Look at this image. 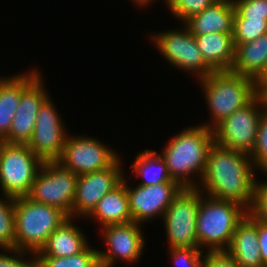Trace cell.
I'll return each mask as SVG.
<instances>
[{"instance_id":"cell-34","label":"cell","mask_w":267,"mask_h":267,"mask_svg":"<svg viewBox=\"0 0 267 267\" xmlns=\"http://www.w3.org/2000/svg\"><path fill=\"white\" fill-rule=\"evenodd\" d=\"M204 254L203 267H240L227 251H208Z\"/></svg>"},{"instance_id":"cell-5","label":"cell","mask_w":267,"mask_h":267,"mask_svg":"<svg viewBox=\"0 0 267 267\" xmlns=\"http://www.w3.org/2000/svg\"><path fill=\"white\" fill-rule=\"evenodd\" d=\"M15 249L39 252L50 235L69 216L61 209L35 202L28 196L15 198Z\"/></svg>"},{"instance_id":"cell-2","label":"cell","mask_w":267,"mask_h":267,"mask_svg":"<svg viewBox=\"0 0 267 267\" xmlns=\"http://www.w3.org/2000/svg\"><path fill=\"white\" fill-rule=\"evenodd\" d=\"M206 125L184 129L171 138L163 153L159 154L171 179L182 188H197L198 184L191 175L196 173L201 180L205 171L207 154L214 143L213 130Z\"/></svg>"},{"instance_id":"cell-11","label":"cell","mask_w":267,"mask_h":267,"mask_svg":"<svg viewBox=\"0 0 267 267\" xmlns=\"http://www.w3.org/2000/svg\"><path fill=\"white\" fill-rule=\"evenodd\" d=\"M119 154L96 138L67 135L63 153L57 160L76 175L90 173L111 166Z\"/></svg>"},{"instance_id":"cell-23","label":"cell","mask_w":267,"mask_h":267,"mask_svg":"<svg viewBox=\"0 0 267 267\" xmlns=\"http://www.w3.org/2000/svg\"><path fill=\"white\" fill-rule=\"evenodd\" d=\"M125 179L124 177L117 187L104 195L89 214V218L92 217L99 222L98 224L101 223V228L107 225L132 222Z\"/></svg>"},{"instance_id":"cell-20","label":"cell","mask_w":267,"mask_h":267,"mask_svg":"<svg viewBox=\"0 0 267 267\" xmlns=\"http://www.w3.org/2000/svg\"><path fill=\"white\" fill-rule=\"evenodd\" d=\"M235 45V59L231 72L258 81L267 71V34Z\"/></svg>"},{"instance_id":"cell-14","label":"cell","mask_w":267,"mask_h":267,"mask_svg":"<svg viewBox=\"0 0 267 267\" xmlns=\"http://www.w3.org/2000/svg\"><path fill=\"white\" fill-rule=\"evenodd\" d=\"M136 222L104 226L102 234L107 251H99L101 267H112L115 260L137 262L145 246L142 229Z\"/></svg>"},{"instance_id":"cell-10","label":"cell","mask_w":267,"mask_h":267,"mask_svg":"<svg viewBox=\"0 0 267 267\" xmlns=\"http://www.w3.org/2000/svg\"><path fill=\"white\" fill-rule=\"evenodd\" d=\"M157 49L169 65L186 72H192L199 77H207L214 70L205 62L197 46L195 36L184 26L183 30H166L151 36Z\"/></svg>"},{"instance_id":"cell-17","label":"cell","mask_w":267,"mask_h":267,"mask_svg":"<svg viewBox=\"0 0 267 267\" xmlns=\"http://www.w3.org/2000/svg\"><path fill=\"white\" fill-rule=\"evenodd\" d=\"M226 251L240 267H266L260 253L256 218L246 214L238 223Z\"/></svg>"},{"instance_id":"cell-4","label":"cell","mask_w":267,"mask_h":267,"mask_svg":"<svg viewBox=\"0 0 267 267\" xmlns=\"http://www.w3.org/2000/svg\"><path fill=\"white\" fill-rule=\"evenodd\" d=\"M247 213L248 210L239 203L216 199L199 190L196 220L199 248L207 247V251H226L238 223Z\"/></svg>"},{"instance_id":"cell-25","label":"cell","mask_w":267,"mask_h":267,"mask_svg":"<svg viewBox=\"0 0 267 267\" xmlns=\"http://www.w3.org/2000/svg\"><path fill=\"white\" fill-rule=\"evenodd\" d=\"M36 257L39 267H101L98 250L89 245L82 252L69 257Z\"/></svg>"},{"instance_id":"cell-6","label":"cell","mask_w":267,"mask_h":267,"mask_svg":"<svg viewBox=\"0 0 267 267\" xmlns=\"http://www.w3.org/2000/svg\"><path fill=\"white\" fill-rule=\"evenodd\" d=\"M43 161L27 144L0 145V186L12 198L25 197L31 191Z\"/></svg>"},{"instance_id":"cell-36","label":"cell","mask_w":267,"mask_h":267,"mask_svg":"<svg viewBox=\"0 0 267 267\" xmlns=\"http://www.w3.org/2000/svg\"><path fill=\"white\" fill-rule=\"evenodd\" d=\"M257 87H258L259 93H261V94L267 89V71L257 81Z\"/></svg>"},{"instance_id":"cell-15","label":"cell","mask_w":267,"mask_h":267,"mask_svg":"<svg viewBox=\"0 0 267 267\" xmlns=\"http://www.w3.org/2000/svg\"><path fill=\"white\" fill-rule=\"evenodd\" d=\"M134 188V189H133ZM130 187L126 181V191L129 199V210L132 222L141 225L156 215L164 216L172 199L182 187L178 183H159L157 185Z\"/></svg>"},{"instance_id":"cell-1","label":"cell","mask_w":267,"mask_h":267,"mask_svg":"<svg viewBox=\"0 0 267 267\" xmlns=\"http://www.w3.org/2000/svg\"><path fill=\"white\" fill-rule=\"evenodd\" d=\"M255 171L249 154L214 142L207 154L203 176L197 180L201 182L197 188L207 196L230 200L249 210L254 197Z\"/></svg>"},{"instance_id":"cell-37","label":"cell","mask_w":267,"mask_h":267,"mask_svg":"<svg viewBox=\"0 0 267 267\" xmlns=\"http://www.w3.org/2000/svg\"><path fill=\"white\" fill-rule=\"evenodd\" d=\"M135 2V3H137V5H139V6H147V5H149V4H151L152 3V1H154V0H132V2Z\"/></svg>"},{"instance_id":"cell-9","label":"cell","mask_w":267,"mask_h":267,"mask_svg":"<svg viewBox=\"0 0 267 267\" xmlns=\"http://www.w3.org/2000/svg\"><path fill=\"white\" fill-rule=\"evenodd\" d=\"M199 207V189L182 188L172 199L163 218L168 248H199L196 220Z\"/></svg>"},{"instance_id":"cell-33","label":"cell","mask_w":267,"mask_h":267,"mask_svg":"<svg viewBox=\"0 0 267 267\" xmlns=\"http://www.w3.org/2000/svg\"><path fill=\"white\" fill-rule=\"evenodd\" d=\"M9 253H12L14 256L10 255ZM24 253L28 254V252L19 251L16 249H6V253H0V267H39L37 263V257L34 253H32L34 258H31L30 260L22 259V255H25Z\"/></svg>"},{"instance_id":"cell-28","label":"cell","mask_w":267,"mask_h":267,"mask_svg":"<svg viewBox=\"0 0 267 267\" xmlns=\"http://www.w3.org/2000/svg\"><path fill=\"white\" fill-rule=\"evenodd\" d=\"M256 169L267 174V107L265 108L258 125L255 147L250 154Z\"/></svg>"},{"instance_id":"cell-24","label":"cell","mask_w":267,"mask_h":267,"mask_svg":"<svg viewBox=\"0 0 267 267\" xmlns=\"http://www.w3.org/2000/svg\"><path fill=\"white\" fill-rule=\"evenodd\" d=\"M134 173L143 177L140 186L157 185L159 183H177L172 180L165 161L155 151L146 149L138 154L136 160L131 164Z\"/></svg>"},{"instance_id":"cell-35","label":"cell","mask_w":267,"mask_h":267,"mask_svg":"<svg viewBox=\"0 0 267 267\" xmlns=\"http://www.w3.org/2000/svg\"><path fill=\"white\" fill-rule=\"evenodd\" d=\"M258 240L263 264L267 267V223L257 219Z\"/></svg>"},{"instance_id":"cell-29","label":"cell","mask_w":267,"mask_h":267,"mask_svg":"<svg viewBox=\"0 0 267 267\" xmlns=\"http://www.w3.org/2000/svg\"><path fill=\"white\" fill-rule=\"evenodd\" d=\"M216 0H166V4L174 17L185 22L190 17L202 12Z\"/></svg>"},{"instance_id":"cell-31","label":"cell","mask_w":267,"mask_h":267,"mask_svg":"<svg viewBox=\"0 0 267 267\" xmlns=\"http://www.w3.org/2000/svg\"><path fill=\"white\" fill-rule=\"evenodd\" d=\"M169 253L177 267H203L205 255L200 248H171Z\"/></svg>"},{"instance_id":"cell-3","label":"cell","mask_w":267,"mask_h":267,"mask_svg":"<svg viewBox=\"0 0 267 267\" xmlns=\"http://www.w3.org/2000/svg\"><path fill=\"white\" fill-rule=\"evenodd\" d=\"M199 81L211 111L213 125H206L211 129L235 111L246 107L260 94L257 81L231 71H214Z\"/></svg>"},{"instance_id":"cell-18","label":"cell","mask_w":267,"mask_h":267,"mask_svg":"<svg viewBox=\"0 0 267 267\" xmlns=\"http://www.w3.org/2000/svg\"><path fill=\"white\" fill-rule=\"evenodd\" d=\"M235 6L233 0H216L202 12L184 22L194 36L211 32L233 34Z\"/></svg>"},{"instance_id":"cell-13","label":"cell","mask_w":267,"mask_h":267,"mask_svg":"<svg viewBox=\"0 0 267 267\" xmlns=\"http://www.w3.org/2000/svg\"><path fill=\"white\" fill-rule=\"evenodd\" d=\"M122 167L120 158H118L105 169L78 175L72 205L73 218L88 217L102 197L122 182L125 176Z\"/></svg>"},{"instance_id":"cell-22","label":"cell","mask_w":267,"mask_h":267,"mask_svg":"<svg viewBox=\"0 0 267 267\" xmlns=\"http://www.w3.org/2000/svg\"><path fill=\"white\" fill-rule=\"evenodd\" d=\"M69 217L50 235L36 256L69 257L82 252L87 246L86 237ZM73 220V221H72Z\"/></svg>"},{"instance_id":"cell-30","label":"cell","mask_w":267,"mask_h":267,"mask_svg":"<svg viewBox=\"0 0 267 267\" xmlns=\"http://www.w3.org/2000/svg\"><path fill=\"white\" fill-rule=\"evenodd\" d=\"M234 19L267 20V0H233Z\"/></svg>"},{"instance_id":"cell-21","label":"cell","mask_w":267,"mask_h":267,"mask_svg":"<svg viewBox=\"0 0 267 267\" xmlns=\"http://www.w3.org/2000/svg\"><path fill=\"white\" fill-rule=\"evenodd\" d=\"M205 62L214 71H230L235 59L233 34L211 32L195 36Z\"/></svg>"},{"instance_id":"cell-26","label":"cell","mask_w":267,"mask_h":267,"mask_svg":"<svg viewBox=\"0 0 267 267\" xmlns=\"http://www.w3.org/2000/svg\"><path fill=\"white\" fill-rule=\"evenodd\" d=\"M0 199V250L15 249V198Z\"/></svg>"},{"instance_id":"cell-38","label":"cell","mask_w":267,"mask_h":267,"mask_svg":"<svg viewBox=\"0 0 267 267\" xmlns=\"http://www.w3.org/2000/svg\"><path fill=\"white\" fill-rule=\"evenodd\" d=\"M264 99H265V102H266V107H267V89L262 93Z\"/></svg>"},{"instance_id":"cell-12","label":"cell","mask_w":267,"mask_h":267,"mask_svg":"<svg viewBox=\"0 0 267 267\" xmlns=\"http://www.w3.org/2000/svg\"><path fill=\"white\" fill-rule=\"evenodd\" d=\"M50 99L49 96L40 106L32 138L27 144L42 161H57L67 137L62 117Z\"/></svg>"},{"instance_id":"cell-19","label":"cell","mask_w":267,"mask_h":267,"mask_svg":"<svg viewBox=\"0 0 267 267\" xmlns=\"http://www.w3.org/2000/svg\"><path fill=\"white\" fill-rule=\"evenodd\" d=\"M31 71V72H30ZM10 78L0 77V138L4 140L10 131L12 120L23 90L40 74L35 69ZM39 72V73H38Z\"/></svg>"},{"instance_id":"cell-16","label":"cell","mask_w":267,"mask_h":267,"mask_svg":"<svg viewBox=\"0 0 267 267\" xmlns=\"http://www.w3.org/2000/svg\"><path fill=\"white\" fill-rule=\"evenodd\" d=\"M40 74L23 90L8 136V144H28L42 103L49 97Z\"/></svg>"},{"instance_id":"cell-8","label":"cell","mask_w":267,"mask_h":267,"mask_svg":"<svg viewBox=\"0 0 267 267\" xmlns=\"http://www.w3.org/2000/svg\"><path fill=\"white\" fill-rule=\"evenodd\" d=\"M78 175L58 161H43L28 197L35 202L52 205L72 218Z\"/></svg>"},{"instance_id":"cell-32","label":"cell","mask_w":267,"mask_h":267,"mask_svg":"<svg viewBox=\"0 0 267 267\" xmlns=\"http://www.w3.org/2000/svg\"><path fill=\"white\" fill-rule=\"evenodd\" d=\"M255 183L254 197L248 213L263 222L267 223V182Z\"/></svg>"},{"instance_id":"cell-27","label":"cell","mask_w":267,"mask_h":267,"mask_svg":"<svg viewBox=\"0 0 267 267\" xmlns=\"http://www.w3.org/2000/svg\"><path fill=\"white\" fill-rule=\"evenodd\" d=\"M264 34H267V20L234 19V44L250 42Z\"/></svg>"},{"instance_id":"cell-7","label":"cell","mask_w":267,"mask_h":267,"mask_svg":"<svg viewBox=\"0 0 267 267\" xmlns=\"http://www.w3.org/2000/svg\"><path fill=\"white\" fill-rule=\"evenodd\" d=\"M265 108L266 102L260 93L250 104L235 111L212 129L214 142L250 155L255 147L258 125Z\"/></svg>"}]
</instances>
